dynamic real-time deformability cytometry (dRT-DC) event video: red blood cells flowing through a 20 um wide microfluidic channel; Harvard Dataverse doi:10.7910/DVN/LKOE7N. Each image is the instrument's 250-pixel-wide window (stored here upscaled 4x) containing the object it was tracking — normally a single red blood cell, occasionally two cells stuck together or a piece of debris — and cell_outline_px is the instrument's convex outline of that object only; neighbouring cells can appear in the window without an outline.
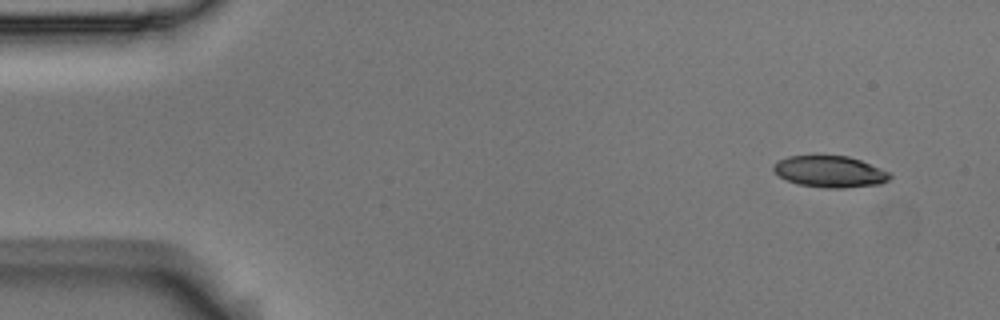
{"species": "Egyptian fruit bat (a non-hibernating species)", "species_latin": "Rousettus aegyptiacus", "temperature_condition": "room temperature", "stored_images_in_passage": 4, "camera_frame_rate_fps": 3000, "um_per_image_px": 0.085, "animal": {"sex": "male"}, "frame": {"image": 1, "passage_image": 1, "time_ms": 0.0, "image_size_px": [1000, 320], "cell_outline_px": [[892, 176], [888, 180], [880, 184], [844, 188], [824, 188], [796, 184], [780, 176], [772, 168], [780, 160], [788, 156], [848, 156], [860, 160], [880, 168], [888, 172]], "centroid_in_image_um": [70.56, 14.6], "position_along_channel_um": 14.4, "area_um2": 21.1}}
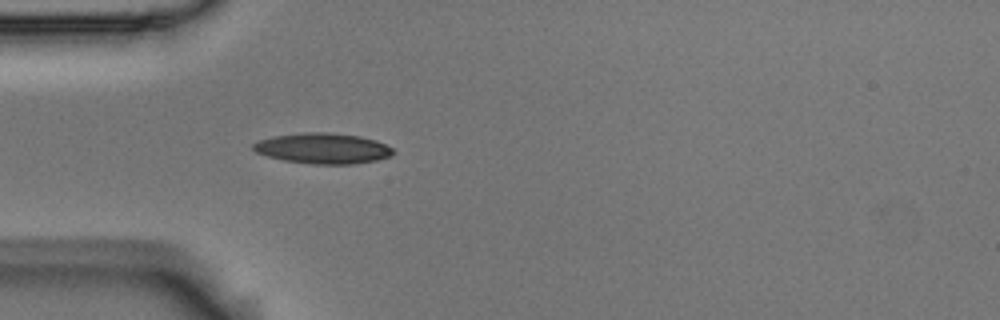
{"frame": {"image": 2, "passage_image": 4, "time_ms": 1.0, "image_size_px": [1000, 320], "cell_outline_px": [[396, 152], [388, 156], [376, 160], [352, 164], [316, 164], [284, 160], [268, 156], [256, 152], [252, 148], [252, 144], [260, 140], [272, 136], [304, 132], [328, 132], [360, 136], [376, 140], [392, 148]], "centroid_in_image_um": [27.44, 12.6], "position_along_channel_um": 57.6, "area_um2": 24.8}}